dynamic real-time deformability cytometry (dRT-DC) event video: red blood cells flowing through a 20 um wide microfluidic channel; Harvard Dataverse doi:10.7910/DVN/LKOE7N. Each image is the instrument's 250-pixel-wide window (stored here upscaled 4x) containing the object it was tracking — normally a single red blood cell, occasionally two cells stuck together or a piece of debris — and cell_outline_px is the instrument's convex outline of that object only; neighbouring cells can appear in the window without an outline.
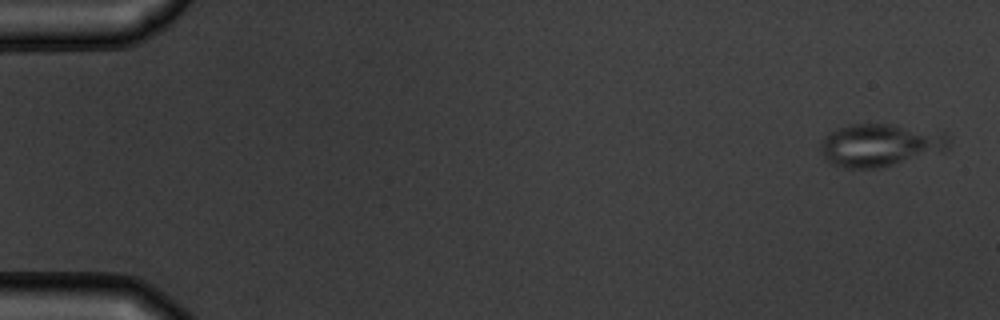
{"species": "common noctule bat (a hibernating species)", "species_latin": "Nyctalus noctula", "temperature_condition": "warm", "stored_images_in_passage": 5, "camera_frame_rate_fps": 3000, "um_per_image_px": 0.085, "animal": {"sex": "male", "body_mass_g": 19.5, "forearm_length_mm": 54.6}, "frame": {"image": 1, "passage_image": 1, "time_ms": 0.0, "image_size_px": [1000, 320], "cell_outline_px": [[952, 136], [948, 148], [944, 152], [880, 168], [844, 168], [832, 164], [824, 160], [820, 148], [820, 144], [824, 136], [836, 128], [848, 124], [892, 124], [944, 132]], "centroid_in_image_um": [74.84, 12.33], "position_along_channel_um": 10.2, "area_um2": 32.66}}